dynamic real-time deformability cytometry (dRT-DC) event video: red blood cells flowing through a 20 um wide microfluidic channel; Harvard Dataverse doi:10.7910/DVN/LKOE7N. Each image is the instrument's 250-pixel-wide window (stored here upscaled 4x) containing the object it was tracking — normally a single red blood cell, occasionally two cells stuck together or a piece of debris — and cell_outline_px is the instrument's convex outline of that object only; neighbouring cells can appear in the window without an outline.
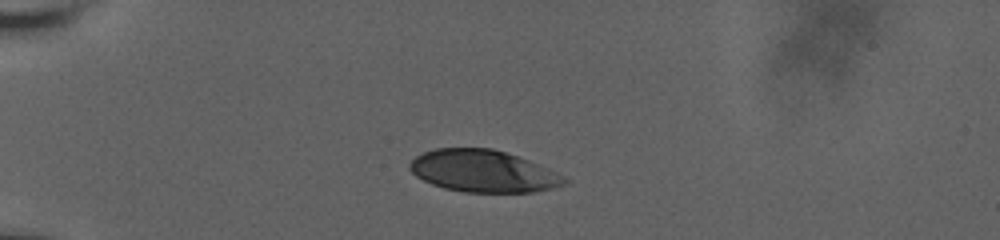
{"species": "human", "species_latin": "Homo sapiens", "temperature_condition": "room temperature", "stored_images_in_passage": 37, "camera_frame_rate_fps": 3000, "um_per_image_px": 0.085, "donor": {"sex": "male"}, "frame": {"image": 1, "passage_image": 1, "time_ms": 0.0, "image_size_px": [1000, 240], "cell_outline_px": [[568, 180], [564, 184], [552, 188], [532, 192], [464, 192], [444, 188], [432, 184], [416, 176], [408, 168], [408, 164], [416, 156], [424, 152], [436, 148], [492, 148], [528, 160], [556, 172], [564, 176]], "centroid_in_image_um": [41.04, 14.55], "position_along_channel_um": 44.0, "area_um2": 37.63}}
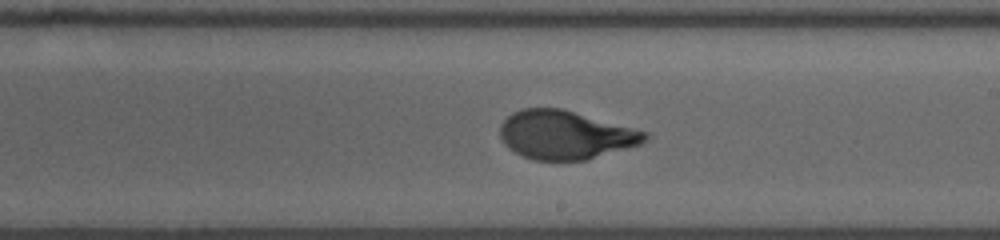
{"frame": {"image": 2, "passage_image": 21, "time_ms": 6.667, "image_size_px": [1000, 240], "cell_outline_px": [[648, 136], [640, 144], [584, 160], [532, 160], [520, 156], [508, 148], [504, 144], [500, 136], [500, 124], [512, 112], [520, 108], [560, 108], [648, 132]], "centroid_in_image_um": [47.98, 11.47], "position_along_channel_um": 241.0, "area_um2": 40.75}}
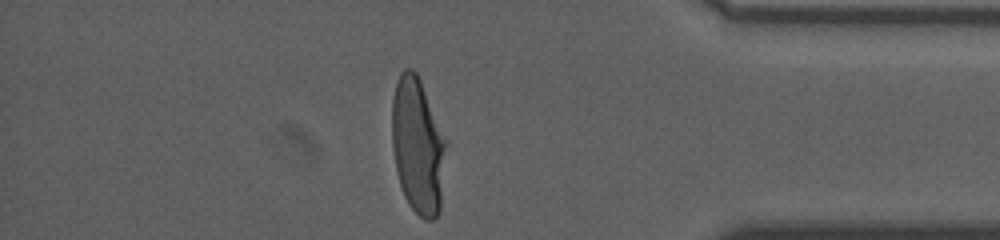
{"frame": {"image": 3, "passage_image": 36, "time_ms": 11.667, "image_size_px": [1000, 240], "cell_outline_px": [[448, 144], [440, 212], [432, 220], [424, 220], [408, 204], [404, 196], [396, 172], [392, 148], [392, 100], [396, 80], [400, 72], [404, 68], [412, 68], [416, 72], [420, 80], [448, 140]], "centroid_in_image_um": [35.53, 12.39], "position_along_channel_um": 399.7, "area_um2": 43.81}, "authors_computed_cell_mechanics": {"area_um2": 41.038, "velocity_mm_per_s": 3.6306, "shape_relaxation_time_tau1_ms": 4.3708, "shape_relaxation_time_tau2_ms": null, "deformation_change_tau1": 0.1966, "deformation_change_tau2": null}}